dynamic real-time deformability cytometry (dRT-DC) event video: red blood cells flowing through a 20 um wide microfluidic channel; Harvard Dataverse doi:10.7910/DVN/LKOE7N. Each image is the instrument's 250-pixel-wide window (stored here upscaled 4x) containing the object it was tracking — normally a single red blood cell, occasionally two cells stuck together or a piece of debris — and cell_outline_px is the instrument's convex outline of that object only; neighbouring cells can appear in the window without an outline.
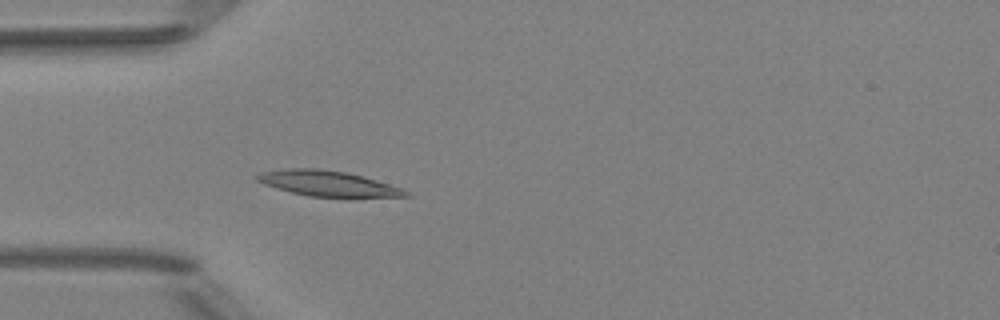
{"species": "Egyptian fruit bat (a non-hibernating species)", "species_latin": "Rousettus aegyptiacus", "temperature_condition": "room temperature", "stored_images_in_passage": 44, "camera_frame_rate_fps": 3000, "um_per_image_px": 0.085, "animal": {"sex": "female"}, "frame": {"image": 1, "passage_image": 14, "time_ms": 4.333, "image_size_px": [1000, 320], "cell_outline_px": [[412, 196], [308, 196], [276, 188], [264, 184], [256, 180], [252, 176], [260, 172], [288, 168], [320, 168], [344, 172], [364, 176], [412, 192]], "centroid_in_image_um": [27.8, 15.57], "position_along_channel_um": 57.2, "area_um2": 21.73}}
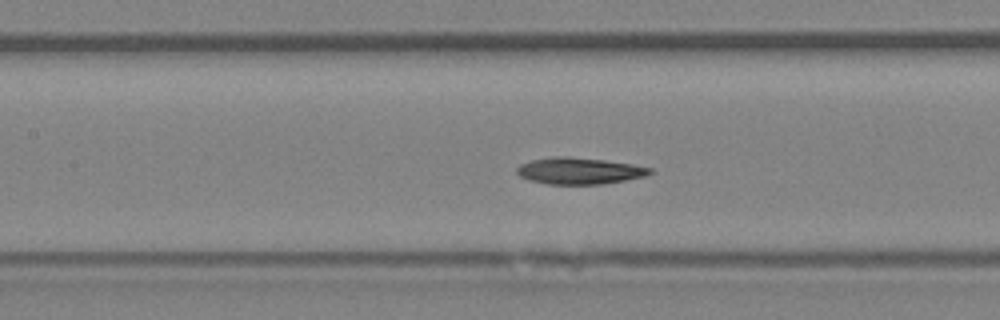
{"frame": {"image": 2, "passage_image": 22, "time_ms": 7.0, "image_size_px": [1000, 320], "cell_outline_px": [[656, 172], [648, 176], [604, 184], [544, 184], [528, 180], [520, 176], [516, 172], [516, 168], [520, 164], [532, 160], [552, 156], [568, 156], [604, 160], [632, 164], [652, 168]], "centroid_in_image_um": [49.27, 14.53], "position_along_channel_um": 158.1, "area_um2": 20.92}}
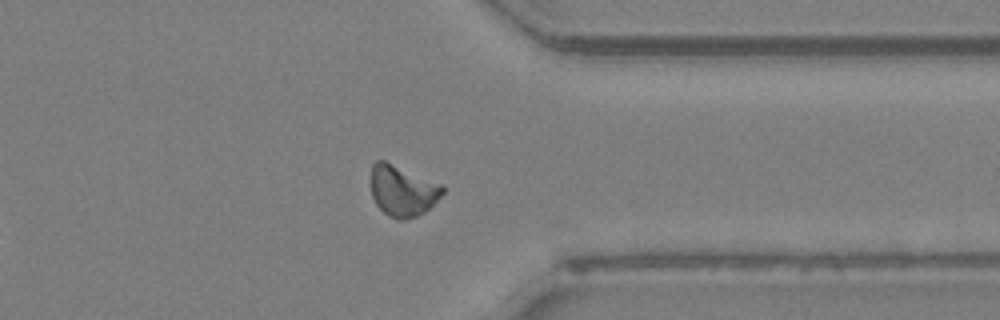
{"frame": {"image": 3, "passage_image": 39, "time_ms": 12.667, "image_size_px": [1000, 320], "cell_outline_px": [[444, 192], [424, 212], [416, 216], [404, 220], [396, 220], [388, 216], [376, 204], [372, 196], [372, 164], [376, 160], [384, 160], [440, 184], [444, 188]], "centroid_in_image_um": [34.19, 16.23], "position_along_channel_um": 377.2, "area_um2": 20.87}, "authors_computed_cell_mechanics": {"area_um2": 21.1837, "velocity_mm_per_s": 3.9656, "shape_relaxation_time_tau1_ms": 4.1722, "shape_relaxation_time_tau2_ms": null, "deformation_change_tau1": 0.1407, "deformation_change_tau2": null}}